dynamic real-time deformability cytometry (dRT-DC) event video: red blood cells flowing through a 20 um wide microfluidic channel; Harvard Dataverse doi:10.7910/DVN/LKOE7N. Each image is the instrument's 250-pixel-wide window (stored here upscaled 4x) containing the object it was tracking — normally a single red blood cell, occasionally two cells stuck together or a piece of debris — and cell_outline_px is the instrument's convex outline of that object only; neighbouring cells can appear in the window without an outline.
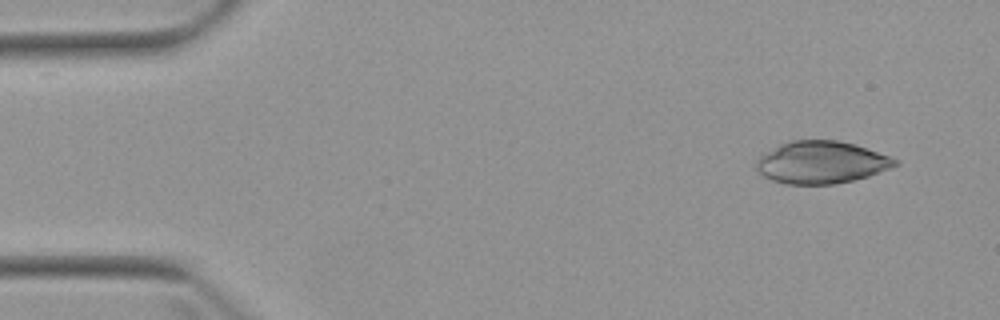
{"species": "Egyptian fruit bat (a non-hibernating species)", "species_latin": "Rousettus aegyptiacus", "temperature_condition": "warm", "stored_images_in_passage": 4, "camera_frame_rate_fps": 3000, "um_per_image_px": 0.085, "animal": {"sex": "female"}, "frame": {"image": 1, "passage_image": 1, "time_ms": 0.0, "image_size_px": [1000, 320], "cell_outline_px": [[900, 164], [892, 168], [868, 176], [836, 184], [784, 184], [772, 180], [764, 176], [756, 168], [756, 160], [760, 156], [780, 144], [788, 140], [836, 140], [856, 144], [892, 156], [900, 160]], "centroid_in_image_um": [69.86, 13.79], "position_along_channel_um": 15.1, "area_um2": 34.51}}
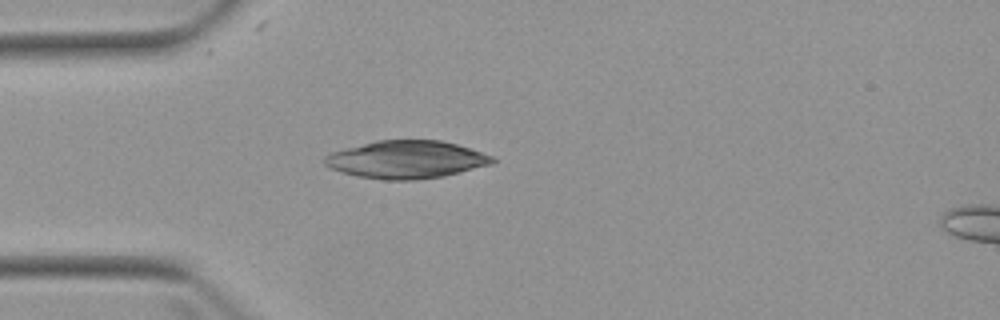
{"frame": {"image": 2, "passage_image": 4, "time_ms": 3.333, "image_size_px": [1000, 320], "cell_outline_px": [[496, 160], [492, 164], [444, 176], [412, 180], [384, 180], [356, 176], [332, 168], [324, 164], [324, 156], [332, 152], [376, 140], [440, 140], [456, 144], [492, 156]], "centroid_in_image_um": [34.54, 13.56], "position_along_channel_um": 50.5, "area_um2": 36.59}}